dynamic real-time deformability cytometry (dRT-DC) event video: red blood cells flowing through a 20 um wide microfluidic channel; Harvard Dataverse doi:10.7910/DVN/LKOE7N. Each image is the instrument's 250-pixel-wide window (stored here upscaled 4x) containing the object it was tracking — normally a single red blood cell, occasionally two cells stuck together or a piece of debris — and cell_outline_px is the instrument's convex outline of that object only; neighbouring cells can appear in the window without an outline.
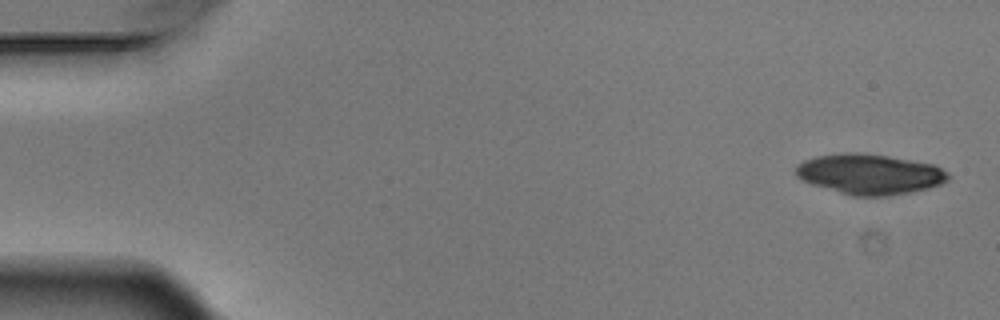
{"species": "Egyptian fruit bat (a non-hibernating species)", "species_latin": "Rousettus aegyptiacus", "temperature_condition": "warm", "stored_images_in_passage": 5, "camera_frame_rate_fps": 3000, "um_per_image_px": 0.085, "animal": {"sex": "male"}, "frame": {"image": 1, "passage_image": 1, "time_ms": 0.0, "image_size_px": [1000, 320], "cell_outline_px": [[948, 180], [940, 184], [928, 188], [888, 196], [852, 196], [812, 184], [796, 176], [796, 164], [804, 160], [816, 156], [844, 152], [860, 152], [888, 156], [932, 164], [948, 172]], "centroid_in_image_um": [73.89, 14.79], "position_along_channel_um": 11.1, "area_um2": 35.6}}
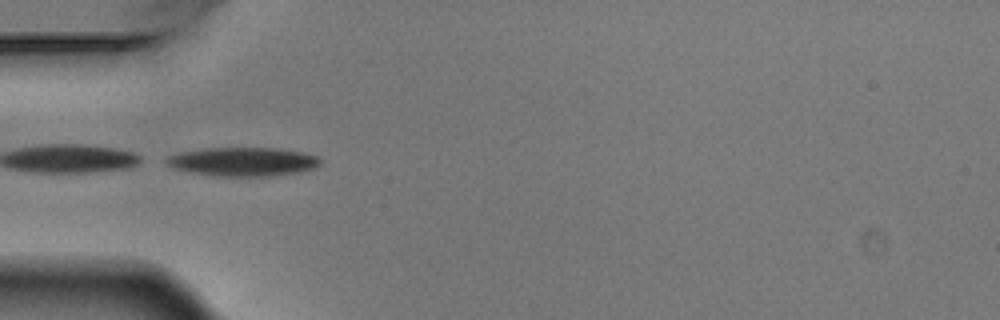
{"frame": {"image": 2, "passage_image": 5, "time_ms": 1.333, "image_size_px": [1000, 320], "cell_outline_px": [[320, 164], [316, 168], [300, 172], [272, 176], [212, 176], [172, 168], [164, 164], [164, 160], [168, 156], [180, 152], [204, 148], [276, 148], [304, 152], [316, 156], [320, 160]], "centroid_in_image_um": [20.63, 13.75], "position_along_channel_um": 64.4, "area_um2": 26.07}}